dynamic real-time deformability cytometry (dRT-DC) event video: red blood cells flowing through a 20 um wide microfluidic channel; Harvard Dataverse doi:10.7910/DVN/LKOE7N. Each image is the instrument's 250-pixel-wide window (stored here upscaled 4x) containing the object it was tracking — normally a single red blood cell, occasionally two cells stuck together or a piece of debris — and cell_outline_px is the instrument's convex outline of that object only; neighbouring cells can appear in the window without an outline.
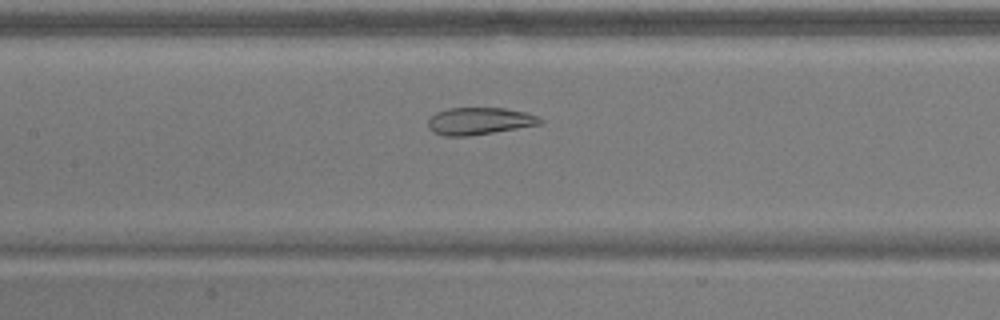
{"species": "common noctule bat (a hibernating species)", "species_latin": "Nyctalus noctula", "temperature_condition": "warm", "stored_images_in_passage": 55, "camera_frame_rate_fps": 3000, "um_per_image_px": 0.085, "animal": {"sex": "male", "body_mass_g": 17.9}, "frame": {"image": 1, "passage_image": 25, "time_ms": 8.0, "image_size_px": [1000, 320], "cell_outline_px": [[544, 120], [540, 124], [468, 136], [444, 136], [432, 132], [428, 128], [428, 120], [436, 112], [448, 108], [504, 108], [524, 112], [536, 116]], "centroid_in_image_um": [40.69, 10.29], "position_along_channel_um": 166.7, "area_um2": 17.57}}
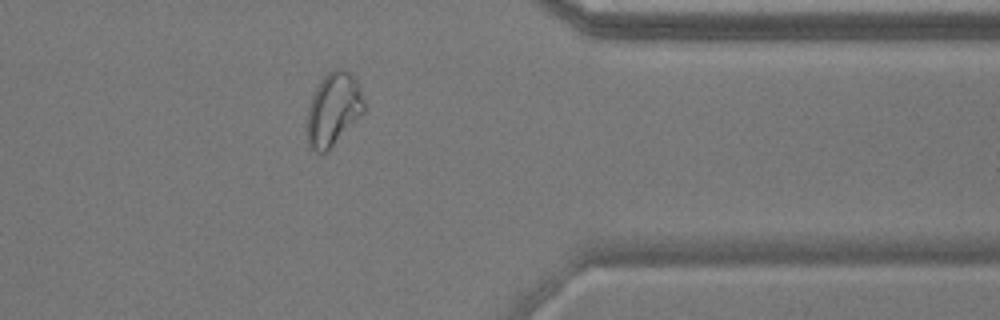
{"frame": {"image": 2, "passage_image": 44, "time_ms": 14.333, "image_size_px": [1000, 320], "cell_outline_px": [[364, 112], [328, 152], [316, 152], [308, 144], [304, 132], [308, 108], [312, 96], [320, 80], [332, 68], [344, 68], [356, 80], [360, 88], [364, 104]], "centroid_in_image_um": [28.3, 9.31], "position_along_channel_um": 383.1, "area_um2": 24.62}}
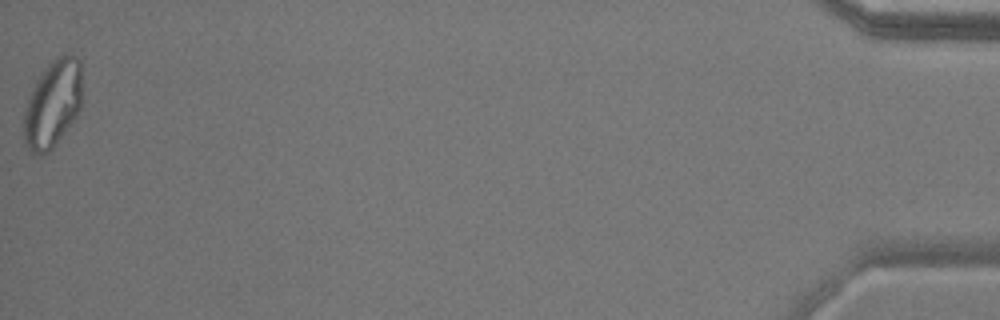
{"frame": {"image": 3, "passage_image": 55, "time_ms": 18.0, "image_size_px": [1000, 320], "cell_outline_px": [[80, 108], [76, 116], [52, 148], [48, 152], [40, 156], [36, 156], [24, 144], [24, 112], [28, 96], [36, 80], [52, 60], [56, 56], [64, 52], [68, 52], [76, 56], [80, 60]], "centroid_in_image_um": [4.46, 8.81], "position_along_channel_um": 430.7, "area_um2": 29.59}, "authors_computed_cell_mechanics": {"area_um2": 25.432, "velocity_mm_per_s": 3.6306, "shape_relaxation_time_tau1_ms": null, "shape_relaxation_time_tau2_ms": 1.5602, "deformation_change_tau1": null, "deformation_change_tau2": 0.0477}}